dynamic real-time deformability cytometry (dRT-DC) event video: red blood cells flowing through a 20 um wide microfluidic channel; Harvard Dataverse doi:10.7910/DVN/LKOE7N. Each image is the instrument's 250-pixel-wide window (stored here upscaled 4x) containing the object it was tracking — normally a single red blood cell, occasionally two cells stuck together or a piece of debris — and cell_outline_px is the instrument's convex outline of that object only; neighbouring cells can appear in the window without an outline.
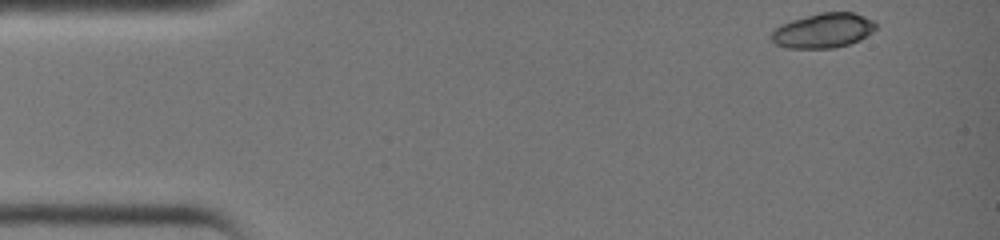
{"species": "common noctule bat (a hibernating species)", "species_latin": "Nyctalus noctula", "temperature_condition": "warm", "stored_images_in_passage": 33, "camera_frame_rate_fps": 3000, "um_per_image_px": 0.085, "animal": {"sex": "female", "body_mass_g": 19.0, "forearm_length_mm": 51.5}, "frame": {"image": 1, "passage_image": 1, "time_ms": 0.0, "image_size_px": [1000, 240], "cell_outline_px": [[876, 28], [872, 32], [860, 40], [848, 44], [832, 48], [788, 48], [776, 44], [772, 40], [772, 32], [780, 24], [792, 20], [820, 12], [852, 12], [876, 20]], "centroid_in_image_um": [70.01, 2.59], "position_along_channel_um": 15.0, "area_um2": 21.1}}
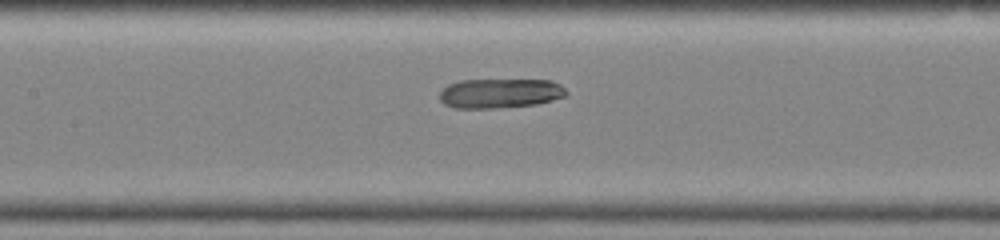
{"frame": {"image": 2, "passage_image": 16, "time_ms": 5.0, "image_size_px": [1000, 240], "cell_outline_px": [[568, 92], [564, 96], [552, 100], [536, 104], [492, 108], [452, 108], [444, 104], [440, 100], [440, 92], [448, 84], [460, 80], [552, 80], [560, 84]], "centroid_in_image_um": [42.48, 7.92], "position_along_channel_um": 164.9, "area_um2": 21.79}}
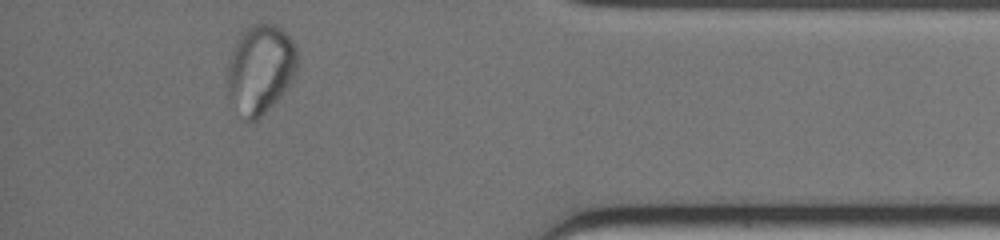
{"frame": {"image": 3, "passage_image": 32, "time_ms": 10.333, "image_size_px": [1000, 240], "cell_outline_px": [[296, 72], [292, 80], [280, 96], [256, 120], [248, 120], [228, 96], [228, 64], [236, 40], [252, 24], [272, 24], [280, 28], [292, 40], [296, 48]], "centroid_in_image_um": [22.14, 5.84], "position_along_channel_um": 413.1, "area_um2": 35.2}}